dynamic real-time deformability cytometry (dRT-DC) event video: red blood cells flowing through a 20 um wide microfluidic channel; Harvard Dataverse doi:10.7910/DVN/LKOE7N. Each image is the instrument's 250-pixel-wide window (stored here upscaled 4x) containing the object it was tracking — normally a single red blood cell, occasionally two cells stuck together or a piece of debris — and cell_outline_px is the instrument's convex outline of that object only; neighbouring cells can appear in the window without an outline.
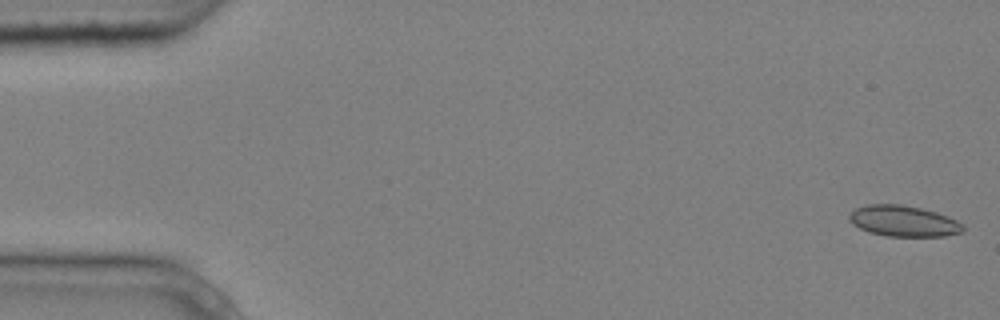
{"species": "common noctule bat (a hibernating species)", "species_latin": "Nyctalus noctula", "temperature_condition": "cold", "stored_images_in_passage": 4, "camera_frame_rate_fps": 3000, "um_per_image_px": 0.085, "animal": {"sex": "male", "body_mass_g": 20.4}, "frame": {"image": 1, "passage_image": 1, "time_ms": 0.0, "image_size_px": [1000, 320], "cell_outline_px": [[964, 232], [944, 236], [888, 236], [868, 232], [852, 224], [848, 220], [848, 216], [856, 208], [868, 204], [900, 204], [920, 208], [936, 212], [948, 216], [956, 220], [964, 228]], "centroid_in_image_um": [76.78, 18.79], "position_along_channel_um": 8.2, "area_um2": 20.46}}
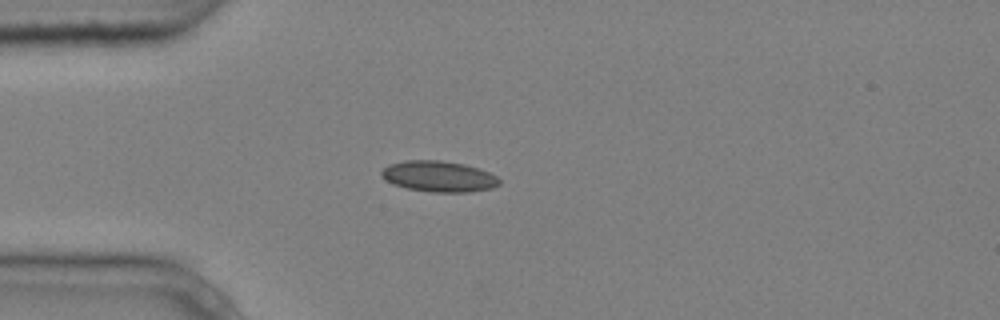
{"frame": {"image": 2, "passage_image": 4, "time_ms": 1.0, "image_size_px": [1000, 320], "cell_outline_px": [[500, 184], [492, 188], [468, 192], [432, 192], [408, 188], [392, 184], [380, 172], [388, 164], [404, 160], [440, 160], [464, 164], [480, 168], [496, 176], [500, 180]], "centroid_in_image_um": [37.32, 14.98], "position_along_channel_um": 47.7, "area_um2": 21.15}}